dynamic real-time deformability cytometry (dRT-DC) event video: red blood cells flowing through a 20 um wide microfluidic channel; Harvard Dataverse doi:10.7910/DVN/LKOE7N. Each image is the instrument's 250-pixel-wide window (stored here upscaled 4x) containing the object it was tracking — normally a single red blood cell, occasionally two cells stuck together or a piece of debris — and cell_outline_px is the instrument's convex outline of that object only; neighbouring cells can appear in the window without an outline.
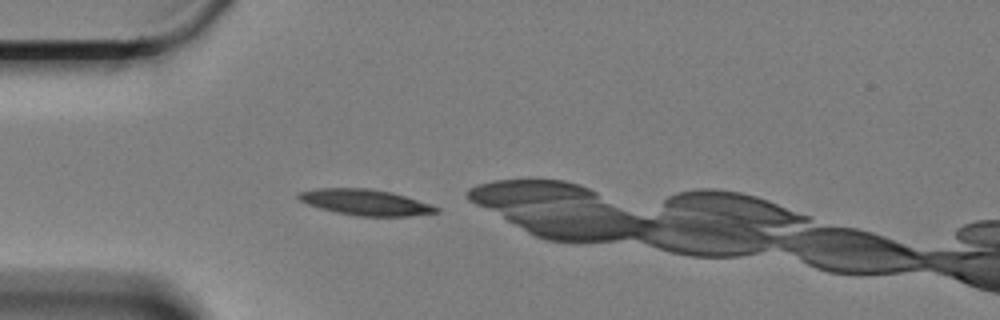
{"species": "Egyptian fruit bat (a non-hibernating species)", "species_latin": "Rousettus aegyptiacus", "temperature_condition": "cold", "stored_images_in_passage": 45, "camera_frame_rate_fps": 3000, "um_per_image_px": 0.085, "animal": {"sex": "female"}, "frame": {"image": 1, "passage_image": 1, "time_ms": 0.0, "image_size_px": [1000, 320], "cell_outline_px": [[440, 212], [412, 216], [356, 216], [336, 212], [320, 208], [308, 204], [300, 200], [296, 196], [296, 192], [316, 188], [368, 188], [392, 192], [440, 208]], "centroid_in_image_um": [31.02, 17.19], "position_along_channel_um": 54.0, "area_um2": 20.75}}
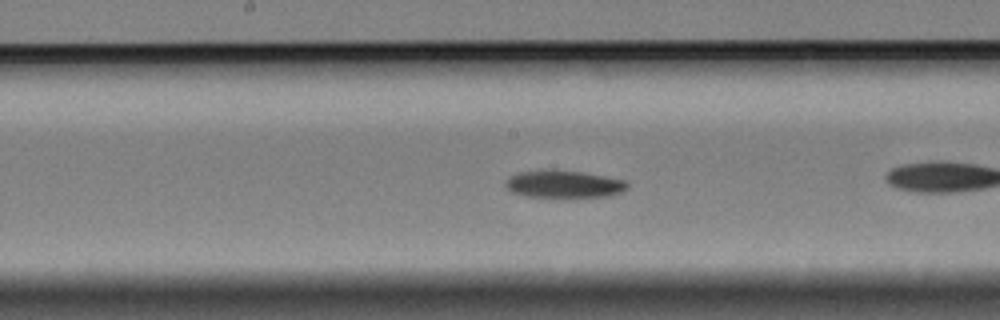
{"frame": {"image": 2, "passage_image": 15, "time_ms": 4.667, "image_size_px": [1000, 320], "cell_outline_px": [[628, 188], [620, 192], [608, 196], [576, 200], [524, 196], [512, 192], [504, 184], [512, 176], [520, 172], [580, 172], [628, 180]], "centroid_in_image_um": [48.02, 15.74], "position_along_channel_um": 200.2, "area_um2": 19.59}}
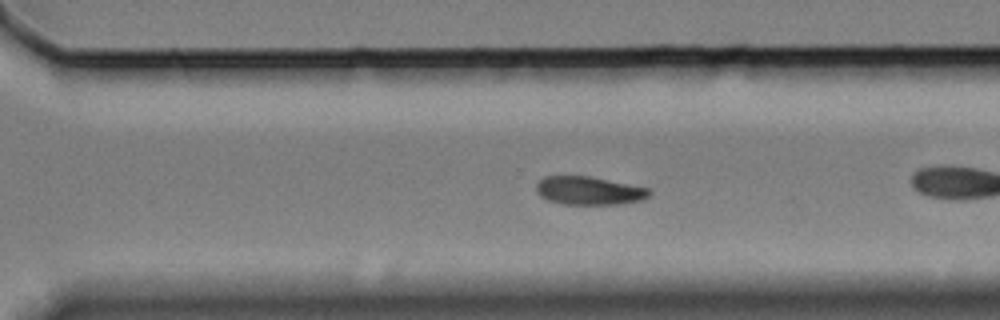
{"frame": {"image": 3, "passage_image": 26, "time_ms": 8.333, "image_size_px": [1000, 320], "cell_outline_px": [[652, 192], [644, 200], [616, 204], [564, 204], [548, 200], [540, 196], [536, 192], [536, 184], [544, 176], [588, 176], [648, 188]], "centroid_in_image_um": [50.04, 16.21], "position_along_channel_um": 320.6, "area_um2": 18.5}, "authors_computed_cell_mechanics": {"area_um2": 19.7676, "velocity_mm_per_s": 3.2936, "shape_relaxation_time_tau1_ms": 4.7067, "shape_relaxation_time_tau2_ms": null, "deformation_change_tau1": 0.1239, "deformation_change_tau2": null}}